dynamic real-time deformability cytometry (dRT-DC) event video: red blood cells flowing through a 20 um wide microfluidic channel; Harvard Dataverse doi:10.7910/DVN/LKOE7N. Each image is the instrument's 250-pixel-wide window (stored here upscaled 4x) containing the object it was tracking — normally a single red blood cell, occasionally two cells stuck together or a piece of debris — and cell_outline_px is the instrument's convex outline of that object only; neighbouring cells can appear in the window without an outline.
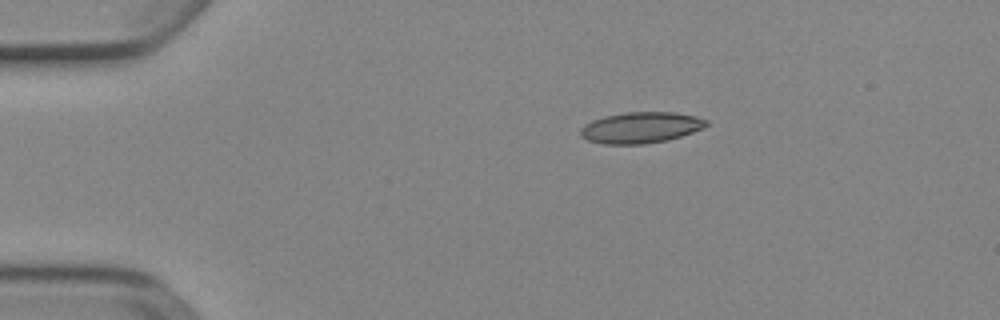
{"species": "Egyptian fruit bat (a non-hibernating species)", "species_latin": "Rousettus aegyptiacus", "temperature_condition": "cold", "stored_images_in_passage": 4, "camera_frame_rate_fps": 3000, "um_per_image_px": 0.085, "animal": {"sex": "female"}, "frame": {"image": 1, "passage_image": 2, "time_ms": 0.333, "image_size_px": [1000, 320], "cell_outline_px": [[708, 124], [704, 128], [668, 140], [644, 144], [600, 144], [588, 140], [580, 136], [580, 128], [584, 124], [592, 120], [604, 116], [624, 112], [672, 112], [696, 116], [708, 120]], "centroid_in_image_um": [54.44, 10.84], "position_along_channel_um": 30.6, "area_um2": 22.95}}